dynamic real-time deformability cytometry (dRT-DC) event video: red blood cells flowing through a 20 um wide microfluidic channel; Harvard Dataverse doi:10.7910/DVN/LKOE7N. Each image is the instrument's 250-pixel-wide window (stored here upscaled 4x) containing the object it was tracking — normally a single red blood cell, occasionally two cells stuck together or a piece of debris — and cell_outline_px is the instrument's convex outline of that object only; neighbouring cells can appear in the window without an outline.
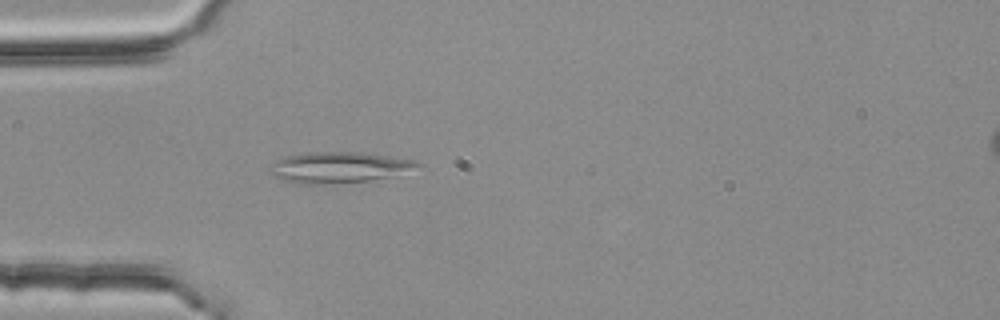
{"species": "common noctule bat (a hibernating species)", "species_latin": "Nyctalus noctula", "temperature_condition": "room temperature", "stored_images_in_passage": 3, "camera_frame_rate_fps": 3000, "um_per_image_px": 0.085, "animal": {"sex": "female", "body_mass_g": 25.1}, "frame": {"image": 1, "passage_image": 3, "time_ms": 0.667, "image_size_px": [1000, 320], "cell_outline_px": [[424, 164], [396, 176], [368, 180], [320, 184], [296, 184], [284, 180], [268, 172], [268, 164], [280, 156], [304, 152], [364, 152], [416, 160]], "centroid_in_image_um": [28.75, 14.21], "position_along_channel_um": 56.3, "area_um2": 27.11}}